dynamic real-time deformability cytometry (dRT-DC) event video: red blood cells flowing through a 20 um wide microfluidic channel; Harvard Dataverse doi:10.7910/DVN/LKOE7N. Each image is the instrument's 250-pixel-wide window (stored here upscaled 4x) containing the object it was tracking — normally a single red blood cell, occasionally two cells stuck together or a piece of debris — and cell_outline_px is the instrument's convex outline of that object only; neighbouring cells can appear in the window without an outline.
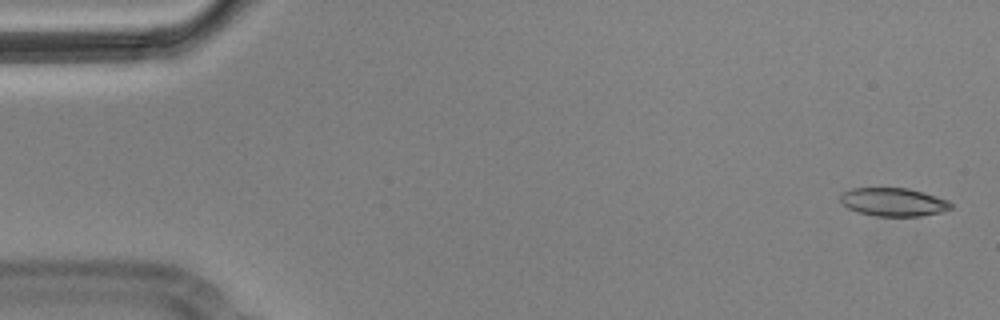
{"species": "Egyptian fruit bat (a non-hibernating species)", "species_latin": "Rousettus aegyptiacus", "temperature_condition": "cold", "stored_images_in_passage": 4, "camera_frame_rate_fps": 3000, "um_per_image_px": 0.085, "animal": {"sex": "male"}, "frame": {"image": 1, "passage_image": 1, "time_ms": 0.0, "image_size_px": [1000, 320], "cell_outline_px": [[952, 208], [940, 212], [920, 216], [876, 216], [856, 212], [848, 208], [840, 200], [840, 196], [844, 192], [852, 188], [908, 188], [936, 196], [948, 200], [952, 204]], "centroid_in_image_um": [75.94, 17.17], "position_along_channel_um": 9.1, "area_um2": 18.15}}